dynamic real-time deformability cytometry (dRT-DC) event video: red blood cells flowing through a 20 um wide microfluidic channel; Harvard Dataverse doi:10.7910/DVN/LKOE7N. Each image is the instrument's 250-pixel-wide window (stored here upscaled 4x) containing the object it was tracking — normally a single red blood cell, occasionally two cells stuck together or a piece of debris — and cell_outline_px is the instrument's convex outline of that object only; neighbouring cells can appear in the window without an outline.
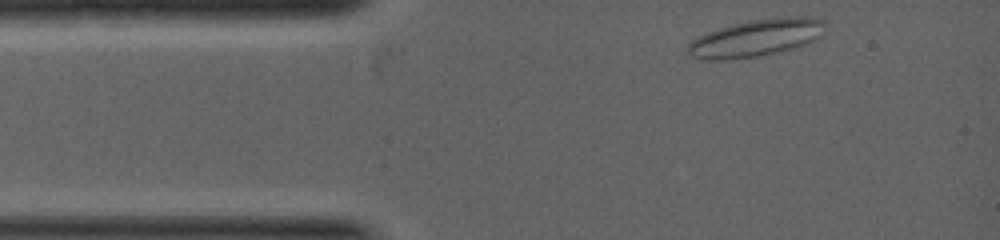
{"species": "common noctule bat (a hibernating species)", "species_latin": "Nyctalus noctula", "temperature_condition": "warm", "stored_images_in_passage": 20, "camera_frame_rate_fps": 5000, "um_per_image_px": 0.085, "animal": {"sex": "female", "body_mass_g": 19.0, "forearm_length_mm": 53.3}, "frame": {"image": 1, "passage_image": 1, "time_ms": 0.0, "image_size_px": [1000, 240], "cell_outline_px": [[824, 24], [820, 36], [816, 40], [808, 44], [796, 48], [780, 52], [760, 56], [724, 60], [700, 60], [688, 56], [684, 52], [688, 44], [692, 40], [708, 32], [732, 24], [748, 20], [796, 16], [812, 16], [824, 20]], "centroid_in_image_um": [64.24, 3.25], "position_along_channel_um": 20.8, "area_um2": 30.23}}
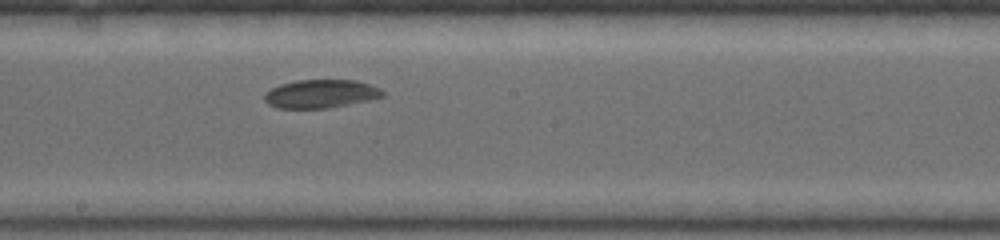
{"frame": {"image": 2, "passage_image": 11, "time_ms": 3.2, "image_size_px": [1000, 240], "cell_outline_px": [[384, 96], [368, 100], [328, 108], [276, 108], [268, 104], [264, 100], [264, 96], [272, 88], [280, 84], [296, 80], [356, 80], [380, 88], [384, 92]], "centroid_in_image_um": [27.25, 7.97], "position_along_channel_um": 220.9, "area_um2": 19.42}}
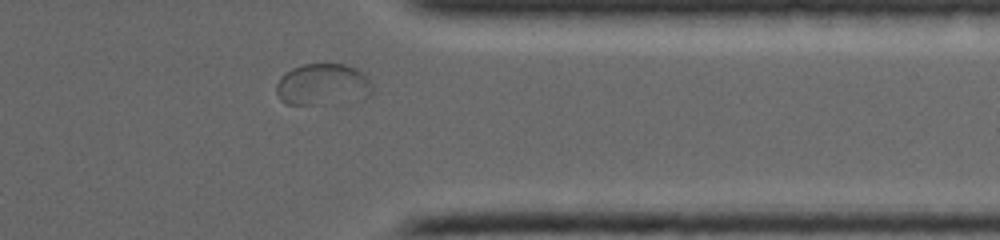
{"frame": {"image": 3, "passage_image": 18, "time_ms": 5.4, "image_size_px": [1000, 240], "cell_outline_px": [[372, 92], [368, 96], [312, 104], [284, 104], [280, 100], [276, 92], [276, 84], [280, 76], [292, 68], [304, 64], [344, 64], [356, 68], [364, 72], [368, 76], [372, 84]], "centroid_in_image_um": [27.4, 7.15], "position_along_channel_um": 384.0, "area_um2": 22.95}}